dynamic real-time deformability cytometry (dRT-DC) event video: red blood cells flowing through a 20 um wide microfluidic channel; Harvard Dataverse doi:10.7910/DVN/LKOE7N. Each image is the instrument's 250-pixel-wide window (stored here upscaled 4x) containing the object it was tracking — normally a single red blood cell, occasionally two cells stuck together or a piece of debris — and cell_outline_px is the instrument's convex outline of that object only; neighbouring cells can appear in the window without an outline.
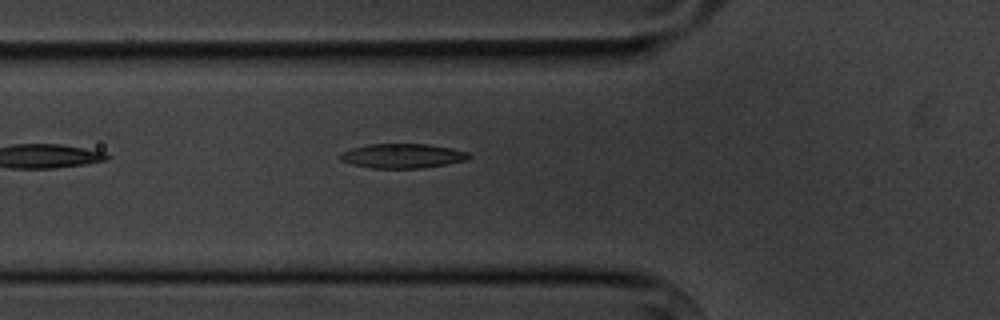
{"species": "common noctule bat (a hibernating species)", "species_latin": "Nyctalus noctula", "temperature_condition": "cold", "stored_images_in_passage": 6, "camera_frame_rate_fps": 3000, "um_per_image_px": 0.085, "animal": {"sex": "male", "body_mass_g": 20.1, "forearm_length_mm": 53.5}, "frame": {"image": 1, "passage_image": 6, "time_ms": 6.0, "image_size_px": [1000, 320], "cell_outline_px": [[472, 156], [468, 160], [420, 168], [372, 168], [352, 164], [340, 160], [340, 156], [344, 152], [352, 148], [368, 144], [428, 144], [452, 148], [468, 152]], "centroid_in_image_um": [34.24, 13.24], "position_along_channel_um": 91.6, "area_um2": 18.21}}